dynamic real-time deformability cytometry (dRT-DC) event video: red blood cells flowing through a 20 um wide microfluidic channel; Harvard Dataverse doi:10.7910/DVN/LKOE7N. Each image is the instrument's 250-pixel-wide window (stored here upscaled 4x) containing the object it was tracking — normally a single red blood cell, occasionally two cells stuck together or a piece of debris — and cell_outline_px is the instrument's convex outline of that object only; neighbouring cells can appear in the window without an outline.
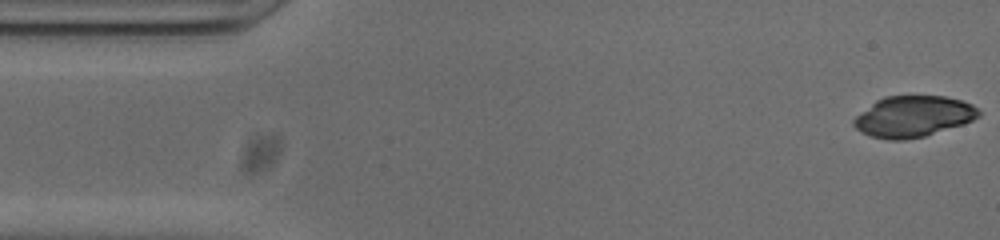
{"species": "common noctule bat (a hibernating species)", "species_latin": "Nyctalus noctula", "temperature_condition": "cold", "stored_images_in_passage": 51, "camera_frame_rate_fps": 3000, "um_per_image_px": 0.085, "animal": {"sex": "male", "body_mass_g": 20.0, "forearm_length_mm": 53.3}, "frame": {"image": 1, "passage_image": 1, "time_ms": 0.0, "image_size_px": [1000, 240], "cell_outline_px": [[980, 116], [964, 124], [924, 136], [904, 140], [888, 140], [868, 136], [860, 132], [852, 124], [852, 120], [856, 116], [876, 100], [884, 96], [944, 96], [960, 100], [972, 104], [980, 112]], "centroid_in_image_um": [77.59, 9.91], "position_along_channel_um": 7.4, "area_um2": 29.94}}